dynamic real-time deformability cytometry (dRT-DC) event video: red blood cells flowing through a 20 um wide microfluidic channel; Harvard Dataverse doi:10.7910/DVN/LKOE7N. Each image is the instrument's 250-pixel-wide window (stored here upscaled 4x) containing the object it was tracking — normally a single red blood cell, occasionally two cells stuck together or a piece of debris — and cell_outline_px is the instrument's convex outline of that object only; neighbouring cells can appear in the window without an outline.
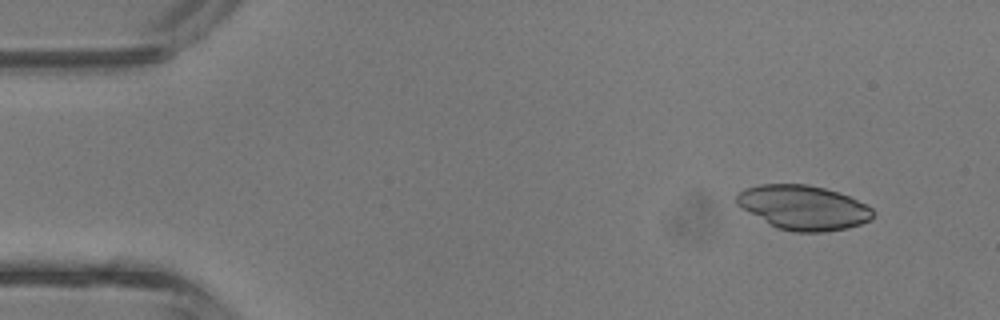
{"species": "common noctule bat (a hibernating species)", "species_latin": "Nyctalus noctula", "temperature_condition": "room temperature", "stored_images_in_passage": 40, "camera_frame_rate_fps": 3000, "um_per_image_px": 0.085, "animal": {"sex": "male", "body_mass_g": 13.3}, "frame": {"image": 1, "passage_image": 2, "time_ms": 0.333, "image_size_px": [1000, 320], "cell_outline_px": [[876, 212], [868, 220], [860, 224], [848, 228], [824, 232], [796, 232], [776, 228], [736, 204], [736, 196], [744, 188], [760, 184], [808, 184], [824, 188], [848, 196], [872, 208]], "centroid_in_image_um": [68.27, 17.64], "position_along_channel_um": 16.7, "area_um2": 35.08}}